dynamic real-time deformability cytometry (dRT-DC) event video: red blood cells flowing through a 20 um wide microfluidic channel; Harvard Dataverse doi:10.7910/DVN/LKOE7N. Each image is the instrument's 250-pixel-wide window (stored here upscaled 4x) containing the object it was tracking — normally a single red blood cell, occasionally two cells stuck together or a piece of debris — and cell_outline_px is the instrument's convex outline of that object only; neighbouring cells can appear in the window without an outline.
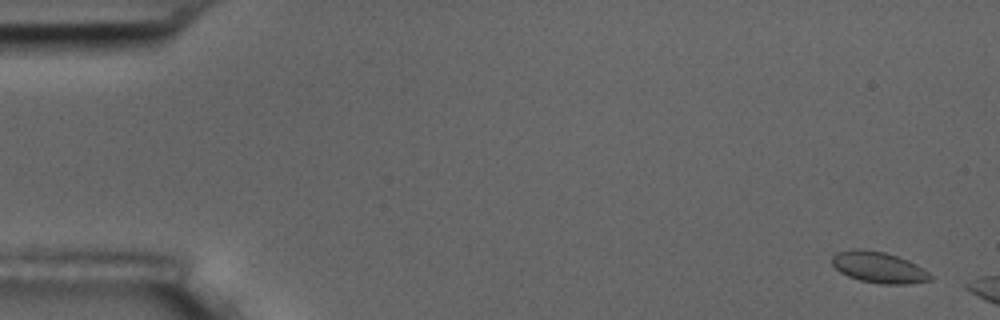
{"species": "common noctule bat (a hibernating species)", "species_latin": "Nyctalus noctula", "temperature_condition": "room temperature", "stored_images_in_passage": 4, "segment_of_instrument_passage": [2, 2], "camera_frame_rate_fps": 3000, "um_per_image_px": 0.085, "animal": {"sex": "male", "body_mass_g": 17.5, "forearm_length_mm": 52.3}, "frame": {"image": 1, "passage_image": 4, "time_ms": 3.333, "image_size_px": [1000, 320], "cell_outline_px": [[932, 280], [908, 284], [880, 284], [860, 280], [848, 276], [840, 272], [832, 264], [832, 256], [836, 252], [852, 248], [860, 248], [884, 252], [908, 260], [916, 264], [928, 272], [932, 276]], "centroid_in_image_um": [74.67, 22.72], "position_along_channel_um": 10.3, "area_um2": 17.92}}